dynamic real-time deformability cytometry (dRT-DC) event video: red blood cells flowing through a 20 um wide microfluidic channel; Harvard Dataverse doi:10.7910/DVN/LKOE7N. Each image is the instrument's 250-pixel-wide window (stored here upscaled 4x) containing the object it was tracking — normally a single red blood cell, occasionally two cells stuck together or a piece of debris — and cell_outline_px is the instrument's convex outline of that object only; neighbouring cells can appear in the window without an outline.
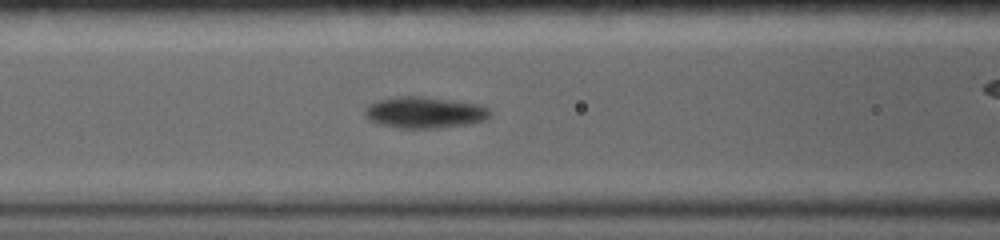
{"species": "common noctule bat (a hibernating species)", "species_latin": "Nyctalus noctula", "temperature_condition": "warm", "stored_images_in_passage": 53, "camera_frame_rate_fps": 5000, "um_per_image_px": 0.085, "animal": {"sex": "female", "body_mass_g": 19.0, "forearm_length_mm": 56.7}, "frame": {"image": 1, "passage_image": 3, "time_ms": 0.6, "image_size_px": [1000, 240], "cell_outline_px": [[492, 112], [484, 120], [468, 124], [436, 128], [400, 128], [380, 124], [368, 120], [364, 116], [364, 108], [368, 104], [376, 100], [400, 96], [420, 96], [484, 104]], "centroid_in_image_um": [36.07, 9.55], "position_along_channel_um": 130.5, "area_um2": 23.12}}
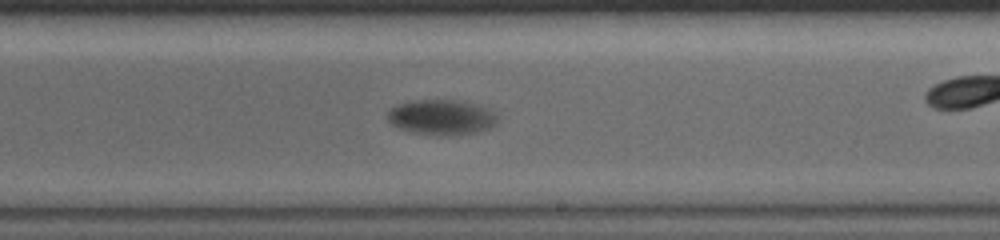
{"frame": {"image": 2, "passage_image": 14, "time_ms": 4.2, "image_size_px": [1000, 240], "cell_outline_px": [[500, 120], [496, 124], [480, 132], [440, 136], [412, 132], [400, 128], [392, 124], [388, 120], [388, 112], [392, 108], [400, 104], [412, 100], [456, 100], [476, 104], [488, 108]], "centroid_in_image_um": [37.56, 9.97], "position_along_channel_um": 251.4, "area_um2": 22.48}}
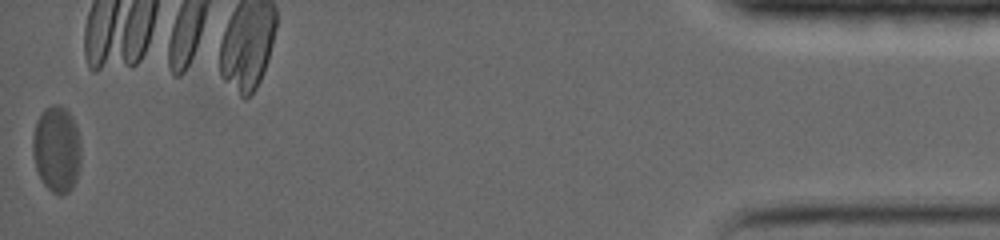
{"frame": {"image": 3, "passage_image": 52, "time_ms": 13.6, "image_size_px": [1000, 240], "cell_outline_px": [[80, 164], [76, 180], [72, 188], [68, 192], [60, 196], [52, 192], [44, 184], [36, 168], [32, 152], [32, 136], [36, 120], [44, 108], [52, 104], [60, 104], [68, 108], [76, 124], [80, 140]], "centroid_in_image_um": [4.82, 12.63], "position_along_channel_um": 430.4, "area_um2": 24.8}}